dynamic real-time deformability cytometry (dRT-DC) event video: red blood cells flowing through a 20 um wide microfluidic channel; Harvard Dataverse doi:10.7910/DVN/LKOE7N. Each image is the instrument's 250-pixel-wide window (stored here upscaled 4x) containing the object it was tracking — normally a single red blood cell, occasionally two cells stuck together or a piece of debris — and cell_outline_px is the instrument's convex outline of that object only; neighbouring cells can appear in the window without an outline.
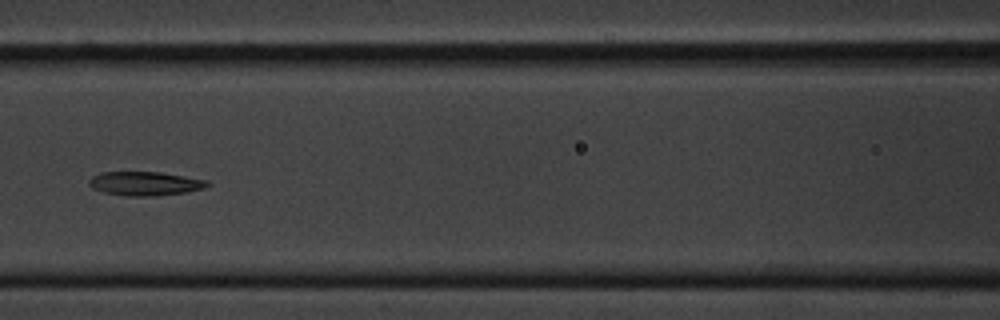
{"species": "common noctule bat (a hibernating species)", "species_latin": "Nyctalus noctula", "temperature_condition": "cold", "stored_images_in_passage": 8, "camera_frame_rate_fps": 3000, "um_per_image_px": 0.085, "animal": {"sex": "male", "body_mass_g": 20.1, "forearm_length_mm": 53.5}, "frame": {"image": 1, "passage_image": 8, "time_ms": 8.333, "image_size_px": [1000, 320], "cell_outline_px": [[212, 184], [204, 188], [184, 192], [152, 196], [128, 196], [104, 192], [92, 188], [88, 184], [88, 180], [92, 176], [100, 172], [160, 172], [208, 180]], "centroid_in_image_um": [12.31, 15.59], "position_along_channel_um": 154.3, "area_um2": 16.47}}